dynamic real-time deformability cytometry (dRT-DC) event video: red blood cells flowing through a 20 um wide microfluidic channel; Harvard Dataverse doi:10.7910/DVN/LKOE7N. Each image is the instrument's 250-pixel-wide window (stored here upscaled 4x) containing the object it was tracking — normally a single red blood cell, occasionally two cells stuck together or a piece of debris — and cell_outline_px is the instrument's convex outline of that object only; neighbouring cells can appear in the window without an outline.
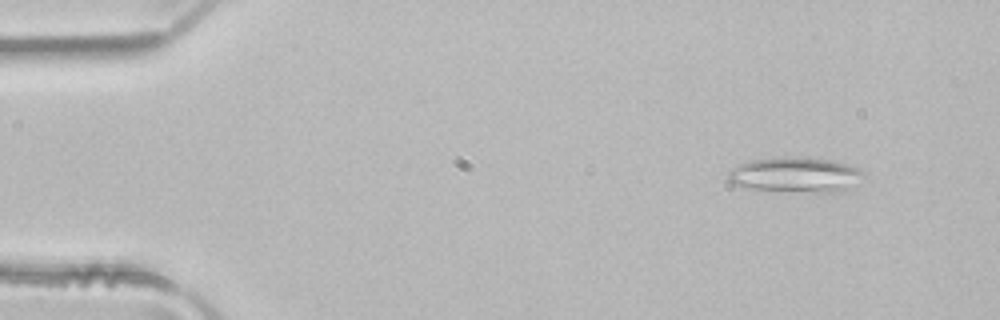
{"species": "common noctule bat (a hibernating species)", "species_latin": "Nyctalus noctula", "temperature_condition": "room temperature", "stored_images_in_passage": 5, "camera_frame_rate_fps": 3000, "um_per_image_px": 0.085, "animal": {"sex": "male", "body_mass_g": 21.5, "forearm_length_mm": 52.0}, "frame": {"image": 1, "passage_image": 5, "time_ms": 1.333, "image_size_px": [1000, 320], "cell_outline_px": [[868, 176], [844, 192], [820, 192], [744, 188], [732, 184], [728, 180], [728, 172], [732, 168], [748, 160], [804, 156], [832, 160], [860, 168]], "centroid_in_image_um": [67.68, 14.85], "position_along_channel_um": 17.3, "area_um2": 28.03}}